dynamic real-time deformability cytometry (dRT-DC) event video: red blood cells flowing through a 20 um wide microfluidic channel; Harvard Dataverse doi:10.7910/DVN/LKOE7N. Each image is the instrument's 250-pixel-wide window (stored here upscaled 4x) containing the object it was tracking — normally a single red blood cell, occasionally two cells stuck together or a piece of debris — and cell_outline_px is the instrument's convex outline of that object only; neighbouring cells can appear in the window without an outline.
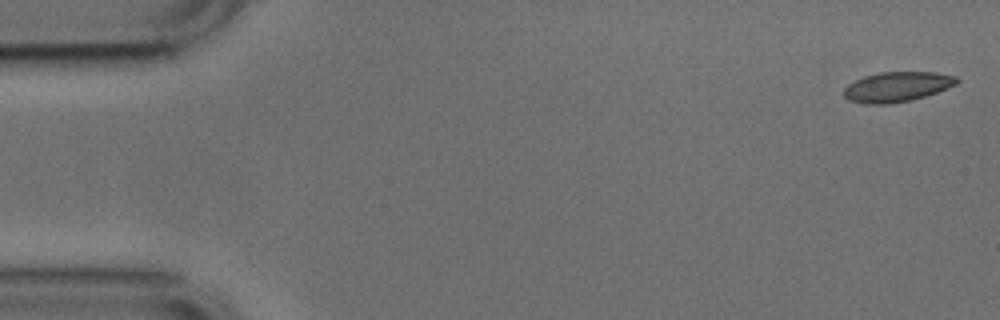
{"species": "common noctule bat (a hibernating species)", "species_latin": "Nyctalus noctula", "temperature_condition": "cold", "stored_images_in_passage": 52, "camera_frame_rate_fps": 3000, "um_per_image_px": 0.085, "animal": {"sex": "male", "body_mass_g": 17.9, "forearm_length_mm": 54.2}, "frame": {"image": 1, "passage_image": 1, "time_ms": 0.0, "image_size_px": [1000, 320], "cell_outline_px": [[960, 80], [956, 84], [936, 92], [924, 96], [908, 100], [888, 104], [864, 104], [848, 100], [844, 96], [844, 88], [848, 84], [864, 76], [880, 72], [936, 72], [956, 76]], "centroid_in_image_um": [76.23, 7.37], "position_along_channel_um": 8.8, "area_um2": 19.59}}
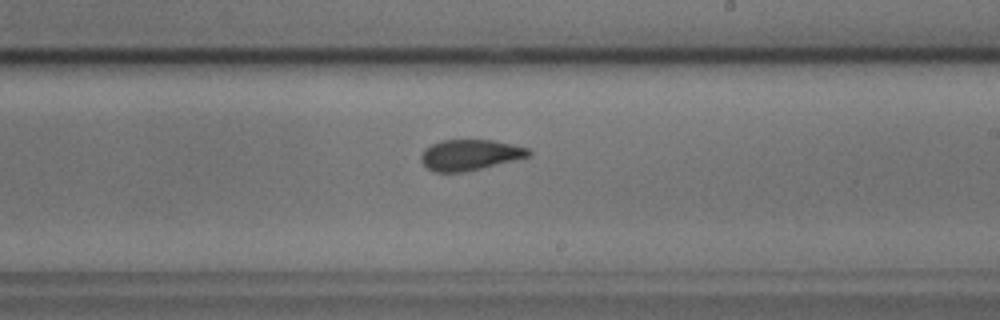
{"frame": {"image": 2, "passage_image": 30, "time_ms": 9.667, "image_size_px": [1000, 320], "cell_outline_px": [[532, 156], [464, 172], [436, 172], [428, 168], [420, 160], [420, 156], [424, 148], [440, 140], [492, 140], [512, 144], [528, 148], [532, 152]], "centroid_in_image_um": [39.95, 13.16], "position_along_channel_um": 249.1, "area_um2": 19.31}}
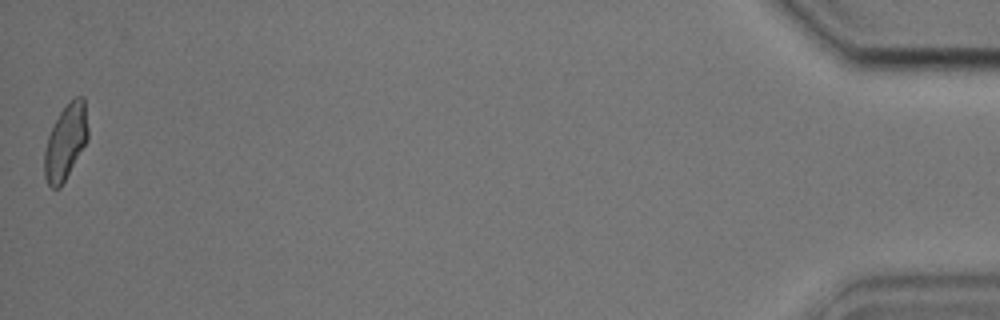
{"frame": {"image": 3, "passage_image": 52, "time_ms": 17.0, "image_size_px": [1000, 320], "cell_outline_px": [[88, 140], [60, 188], [52, 188], [48, 184], [44, 176], [44, 152], [48, 136], [60, 112], [76, 96], [84, 96], [88, 128]], "centroid_in_image_um": [5.58, 12.08], "position_along_channel_um": 429.6, "area_um2": 18.9}, "authors_computed_cell_mechanics": {"area_um2": 19.7676, "velocity_mm_per_s": 3.7643, "shape_relaxation_time_tau1_ms": 4.5488, "shape_relaxation_time_tau2_ms": 1.3964, "deformation_change_tau1": 0.1091, "deformation_change_tau2": 0.0709}}